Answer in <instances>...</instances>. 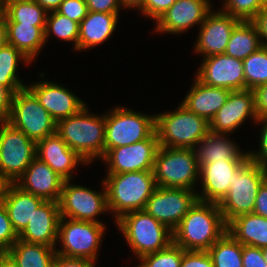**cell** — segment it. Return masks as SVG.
Returning a JSON list of instances; mask_svg holds the SVG:
<instances>
[{
	"instance_id": "obj_11",
	"label": "cell",
	"mask_w": 267,
	"mask_h": 267,
	"mask_svg": "<svg viewBox=\"0 0 267 267\" xmlns=\"http://www.w3.org/2000/svg\"><path fill=\"white\" fill-rule=\"evenodd\" d=\"M7 122L35 142L56 133L57 122L27 87L14 94Z\"/></svg>"
},
{
	"instance_id": "obj_35",
	"label": "cell",
	"mask_w": 267,
	"mask_h": 267,
	"mask_svg": "<svg viewBox=\"0 0 267 267\" xmlns=\"http://www.w3.org/2000/svg\"><path fill=\"white\" fill-rule=\"evenodd\" d=\"M79 23L72 21L59 14L57 11L48 12L45 25V42L47 43L50 35L62 39L65 42H72V47L78 51Z\"/></svg>"
},
{
	"instance_id": "obj_14",
	"label": "cell",
	"mask_w": 267,
	"mask_h": 267,
	"mask_svg": "<svg viewBox=\"0 0 267 267\" xmlns=\"http://www.w3.org/2000/svg\"><path fill=\"white\" fill-rule=\"evenodd\" d=\"M159 148L156 132L147 139L131 145L111 149L101 161L107 166V174L152 171Z\"/></svg>"
},
{
	"instance_id": "obj_15",
	"label": "cell",
	"mask_w": 267,
	"mask_h": 267,
	"mask_svg": "<svg viewBox=\"0 0 267 267\" xmlns=\"http://www.w3.org/2000/svg\"><path fill=\"white\" fill-rule=\"evenodd\" d=\"M195 77L211 87H222L231 91L245 90L243 60L226 54L203 58Z\"/></svg>"
},
{
	"instance_id": "obj_8",
	"label": "cell",
	"mask_w": 267,
	"mask_h": 267,
	"mask_svg": "<svg viewBox=\"0 0 267 267\" xmlns=\"http://www.w3.org/2000/svg\"><path fill=\"white\" fill-rule=\"evenodd\" d=\"M267 179V168L248 159L235 173L228 194L219 203L226 224L241 214L253 213L256 197Z\"/></svg>"
},
{
	"instance_id": "obj_40",
	"label": "cell",
	"mask_w": 267,
	"mask_h": 267,
	"mask_svg": "<svg viewBox=\"0 0 267 267\" xmlns=\"http://www.w3.org/2000/svg\"><path fill=\"white\" fill-rule=\"evenodd\" d=\"M56 11L78 23H80L88 13L86 0H64Z\"/></svg>"
},
{
	"instance_id": "obj_6",
	"label": "cell",
	"mask_w": 267,
	"mask_h": 267,
	"mask_svg": "<svg viewBox=\"0 0 267 267\" xmlns=\"http://www.w3.org/2000/svg\"><path fill=\"white\" fill-rule=\"evenodd\" d=\"M152 171L157 187L196 191L194 187L200 181V168L192 148L159 146Z\"/></svg>"
},
{
	"instance_id": "obj_29",
	"label": "cell",
	"mask_w": 267,
	"mask_h": 267,
	"mask_svg": "<svg viewBox=\"0 0 267 267\" xmlns=\"http://www.w3.org/2000/svg\"><path fill=\"white\" fill-rule=\"evenodd\" d=\"M8 44L21 51L33 62L45 47V26L7 24Z\"/></svg>"
},
{
	"instance_id": "obj_18",
	"label": "cell",
	"mask_w": 267,
	"mask_h": 267,
	"mask_svg": "<svg viewBox=\"0 0 267 267\" xmlns=\"http://www.w3.org/2000/svg\"><path fill=\"white\" fill-rule=\"evenodd\" d=\"M210 2V0H177L155 22L154 32L180 35L194 25H201L213 9Z\"/></svg>"
},
{
	"instance_id": "obj_2",
	"label": "cell",
	"mask_w": 267,
	"mask_h": 267,
	"mask_svg": "<svg viewBox=\"0 0 267 267\" xmlns=\"http://www.w3.org/2000/svg\"><path fill=\"white\" fill-rule=\"evenodd\" d=\"M87 104L75 115L59 120L56 133L87 164L104 157L105 114L89 113Z\"/></svg>"
},
{
	"instance_id": "obj_3",
	"label": "cell",
	"mask_w": 267,
	"mask_h": 267,
	"mask_svg": "<svg viewBox=\"0 0 267 267\" xmlns=\"http://www.w3.org/2000/svg\"><path fill=\"white\" fill-rule=\"evenodd\" d=\"M103 181L108 210L115 221L127 212L144 210L157 187L153 171L107 174Z\"/></svg>"
},
{
	"instance_id": "obj_47",
	"label": "cell",
	"mask_w": 267,
	"mask_h": 267,
	"mask_svg": "<svg viewBox=\"0 0 267 267\" xmlns=\"http://www.w3.org/2000/svg\"><path fill=\"white\" fill-rule=\"evenodd\" d=\"M14 94L7 86L0 85V122L8 120Z\"/></svg>"
},
{
	"instance_id": "obj_57",
	"label": "cell",
	"mask_w": 267,
	"mask_h": 267,
	"mask_svg": "<svg viewBox=\"0 0 267 267\" xmlns=\"http://www.w3.org/2000/svg\"><path fill=\"white\" fill-rule=\"evenodd\" d=\"M262 253H263V256H264V260L267 263V247L262 248Z\"/></svg>"
},
{
	"instance_id": "obj_27",
	"label": "cell",
	"mask_w": 267,
	"mask_h": 267,
	"mask_svg": "<svg viewBox=\"0 0 267 267\" xmlns=\"http://www.w3.org/2000/svg\"><path fill=\"white\" fill-rule=\"evenodd\" d=\"M119 21V13L88 11L79 23L78 51L97 47L113 35Z\"/></svg>"
},
{
	"instance_id": "obj_4",
	"label": "cell",
	"mask_w": 267,
	"mask_h": 267,
	"mask_svg": "<svg viewBox=\"0 0 267 267\" xmlns=\"http://www.w3.org/2000/svg\"><path fill=\"white\" fill-rule=\"evenodd\" d=\"M115 223L138 259L163 250L173 242L172 231L144 210L127 212Z\"/></svg>"
},
{
	"instance_id": "obj_52",
	"label": "cell",
	"mask_w": 267,
	"mask_h": 267,
	"mask_svg": "<svg viewBox=\"0 0 267 267\" xmlns=\"http://www.w3.org/2000/svg\"><path fill=\"white\" fill-rule=\"evenodd\" d=\"M47 12L56 11L64 0H35Z\"/></svg>"
},
{
	"instance_id": "obj_54",
	"label": "cell",
	"mask_w": 267,
	"mask_h": 267,
	"mask_svg": "<svg viewBox=\"0 0 267 267\" xmlns=\"http://www.w3.org/2000/svg\"><path fill=\"white\" fill-rule=\"evenodd\" d=\"M0 267H18L14 259L7 253H0Z\"/></svg>"
},
{
	"instance_id": "obj_24",
	"label": "cell",
	"mask_w": 267,
	"mask_h": 267,
	"mask_svg": "<svg viewBox=\"0 0 267 267\" xmlns=\"http://www.w3.org/2000/svg\"><path fill=\"white\" fill-rule=\"evenodd\" d=\"M14 231L19 235L31 222L34 212L44 201L43 198L25 192L15 183H7L4 186L2 197Z\"/></svg>"
},
{
	"instance_id": "obj_45",
	"label": "cell",
	"mask_w": 267,
	"mask_h": 267,
	"mask_svg": "<svg viewBox=\"0 0 267 267\" xmlns=\"http://www.w3.org/2000/svg\"><path fill=\"white\" fill-rule=\"evenodd\" d=\"M88 11L98 13H119L123 9L119 0H86Z\"/></svg>"
},
{
	"instance_id": "obj_21",
	"label": "cell",
	"mask_w": 267,
	"mask_h": 267,
	"mask_svg": "<svg viewBox=\"0 0 267 267\" xmlns=\"http://www.w3.org/2000/svg\"><path fill=\"white\" fill-rule=\"evenodd\" d=\"M36 157L65 181L73 178L72 174L80 163L88 165L76 151L68 147L57 133L36 142Z\"/></svg>"
},
{
	"instance_id": "obj_12",
	"label": "cell",
	"mask_w": 267,
	"mask_h": 267,
	"mask_svg": "<svg viewBox=\"0 0 267 267\" xmlns=\"http://www.w3.org/2000/svg\"><path fill=\"white\" fill-rule=\"evenodd\" d=\"M71 181H64L62 186L58 202L61 218L105 224L98 220L100 214L109 213L104 181L101 182L103 189L100 192L87 186L72 184Z\"/></svg>"
},
{
	"instance_id": "obj_17",
	"label": "cell",
	"mask_w": 267,
	"mask_h": 267,
	"mask_svg": "<svg viewBox=\"0 0 267 267\" xmlns=\"http://www.w3.org/2000/svg\"><path fill=\"white\" fill-rule=\"evenodd\" d=\"M212 9L199 26V33L194 45V52L204 58L216 54H225V50L239 19L221 9Z\"/></svg>"
},
{
	"instance_id": "obj_37",
	"label": "cell",
	"mask_w": 267,
	"mask_h": 267,
	"mask_svg": "<svg viewBox=\"0 0 267 267\" xmlns=\"http://www.w3.org/2000/svg\"><path fill=\"white\" fill-rule=\"evenodd\" d=\"M184 251L172 242L163 250L142 256L135 267H181Z\"/></svg>"
},
{
	"instance_id": "obj_19",
	"label": "cell",
	"mask_w": 267,
	"mask_h": 267,
	"mask_svg": "<svg viewBox=\"0 0 267 267\" xmlns=\"http://www.w3.org/2000/svg\"><path fill=\"white\" fill-rule=\"evenodd\" d=\"M26 87L56 122L77 114L86 105V101L59 83L40 80Z\"/></svg>"
},
{
	"instance_id": "obj_36",
	"label": "cell",
	"mask_w": 267,
	"mask_h": 267,
	"mask_svg": "<svg viewBox=\"0 0 267 267\" xmlns=\"http://www.w3.org/2000/svg\"><path fill=\"white\" fill-rule=\"evenodd\" d=\"M243 65L245 89L253 90L267 83V47L261 46L243 60Z\"/></svg>"
},
{
	"instance_id": "obj_22",
	"label": "cell",
	"mask_w": 267,
	"mask_h": 267,
	"mask_svg": "<svg viewBox=\"0 0 267 267\" xmlns=\"http://www.w3.org/2000/svg\"><path fill=\"white\" fill-rule=\"evenodd\" d=\"M60 219L59 203L44 200L34 212L31 222L18 235V239L27 243L56 247Z\"/></svg>"
},
{
	"instance_id": "obj_28",
	"label": "cell",
	"mask_w": 267,
	"mask_h": 267,
	"mask_svg": "<svg viewBox=\"0 0 267 267\" xmlns=\"http://www.w3.org/2000/svg\"><path fill=\"white\" fill-rule=\"evenodd\" d=\"M227 232L241 245L267 247V218L260 215H238L227 224Z\"/></svg>"
},
{
	"instance_id": "obj_41",
	"label": "cell",
	"mask_w": 267,
	"mask_h": 267,
	"mask_svg": "<svg viewBox=\"0 0 267 267\" xmlns=\"http://www.w3.org/2000/svg\"><path fill=\"white\" fill-rule=\"evenodd\" d=\"M177 0H145L138 10L143 16L156 22Z\"/></svg>"
},
{
	"instance_id": "obj_13",
	"label": "cell",
	"mask_w": 267,
	"mask_h": 267,
	"mask_svg": "<svg viewBox=\"0 0 267 267\" xmlns=\"http://www.w3.org/2000/svg\"><path fill=\"white\" fill-rule=\"evenodd\" d=\"M197 200V191L156 187L144 211L173 231Z\"/></svg>"
},
{
	"instance_id": "obj_23",
	"label": "cell",
	"mask_w": 267,
	"mask_h": 267,
	"mask_svg": "<svg viewBox=\"0 0 267 267\" xmlns=\"http://www.w3.org/2000/svg\"><path fill=\"white\" fill-rule=\"evenodd\" d=\"M64 181L36 157L15 184L25 192L44 200L59 202Z\"/></svg>"
},
{
	"instance_id": "obj_5",
	"label": "cell",
	"mask_w": 267,
	"mask_h": 267,
	"mask_svg": "<svg viewBox=\"0 0 267 267\" xmlns=\"http://www.w3.org/2000/svg\"><path fill=\"white\" fill-rule=\"evenodd\" d=\"M155 130L159 146L194 149L208 134L209 122L180 104L173 111L155 114Z\"/></svg>"
},
{
	"instance_id": "obj_46",
	"label": "cell",
	"mask_w": 267,
	"mask_h": 267,
	"mask_svg": "<svg viewBox=\"0 0 267 267\" xmlns=\"http://www.w3.org/2000/svg\"><path fill=\"white\" fill-rule=\"evenodd\" d=\"M258 119H267V83L252 90Z\"/></svg>"
},
{
	"instance_id": "obj_16",
	"label": "cell",
	"mask_w": 267,
	"mask_h": 267,
	"mask_svg": "<svg viewBox=\"0 0 267 267\" xmlns=\"http://www.w3.org/2000/svg\"><path fill=\"white\" fill-rule=\"evenodd\" d=\"M248 118L254 123L258 120L253 91L250 89L231 91L226 103L209 122V131L232 135Z\"/></svg>"
},
{
	"instance_id": "obj_26",
	"label": "cell",
	"mask_w": 267,
	"mask_h": 267,
	"mask_svg": "<svg viewBox=\"0 0 267 267\" xmlns=\"http://www.w3.org/2000/svg\"><path fill=\"white\" fill-rule=\"evenodd\" d=\"M227 136V137H226ZM201 169L205 164L228 160H248V151L242 152L228 134L208 132L194 148Z\"/></svg>"
},
{
	"instance_id": "obj_1",
	"label": "cell",
	"mask_w": 267,
	"mask_h": 267,
	"mask_svg": "<svg viewBox=\"0 0 267 267\" xmlns=\"http://www.w3.org/2000/svg\"><path fill=\"white\" fill-rule=\"evenodd\" d=\"M225 232L219 204L197 200L172 231L173 243L184 250L208 251Z\"/></svg>"
},
{
	"instance_id": "obj_48",
	"label": "cell",
	"mask_w": 267,
	"mask_h": 267,
	"mask_svg": "<svg viewBox=\"0 0 267 267\" xmlns=\"http://www.w3.org/2000/svg\"><path fill=\"white\" fill-rule=\"evenodd\" d=\"M96 263L84 258L56 254L53 267H95Z\"/></svg>"
},
{
	"instance_id": "obj_10",
	"label": "cell",
	"mask_w": 267,
	"mask_h": 267,
	"mask_svg": "<svg viewBox=\"0 0 267 267\" xmlns=\"http://www.w3.org/2000/svg\"><path fill=\"white\" fill-rule=\"evenodd\" d=\"M36 158V142L9 122H0V177L16 183Z\"/></svg>"
},
{
	"instance_id": "obj_30",
	"label": "cell",
	"mask_w": 267,
	"mask_h": 267,
	"mask_svg": "<svg viewBox=\"0 0 267 267\" xmlns=\"http://www.w3.org/2000/svg\"><path fill=\"white\" fill-rule=\"evenodd\" d=\"M56 247L17 240L7 253L18 267H53Z\"/></svg>"
},
{
	"instance_id": "obj_33",
	"label": "cell",
	"mask_w": 267,
	"mask_h": 267,
	"mask_svg": "<svg viewBox=\"0 0 267 267\" xmlns=\"http://www.w3.org/2000/svg\"><path fill=\"white\" fill-rule=\"evenodd\" d=\"M6 18V24H31L45 26L48 12L35 0L14 2L1 11Z\"/></svg>"
},
{
	"instance_id": "obj_20",
	"label": "cell",
	"mask_w": 267,
	"mask_h": 267,
	"mask_svg": "<svg viewBox=\"0 0 267 267\" xmlns=\"http://www.w3.org/2000/svg\"><path fill=\"white\" fill-rule=\"evenodd\" d=\"M247 160H228L205 164L200 169L198 200L219 204L228 194L235 173ZM202 191V192H201Z\"/></svg>"
},
{
	"instance_id": "obj_56",
	"label": "cell",
	"mask_w": 267,
	"mask_h": 267,
	"mask_svg": "<svg viewBox=\"0 0 267 267\" xmlns=\"http://www.w3.org/2000/svg\"><path fill=\"white\" fill-rule=\"evenodd\" d=\"M5 184L6 183L0 177V198L2 197V192H3Z\"/></svg>"
},
{
	"instance_id": "obj_34",
	"label": "cell",
	"mask_w": 267,
	"mask_h": 267,
	"mask_svg": "<svg viewBox=\"0 0 267 267\" xmlns=\"http://www.w3.org/2000/svg\"><path fill=\"white\" fill-rule=\"evenodd\" d=\"M214 267H243L242 245L225 232L208 250Z\"/></svg>"
},
{
	"instance_id": "obj_43",
	"label": "cell",
	"mask_w": 267,
	"mask_h": 267,
	"mask_svg": "<svg viewBox=\"0 0 267 267\" xmlns=\"http://www.w3.org/2000/svg\"><path fill=\"white\" fill-rule=\"evenodd\" d=\"M181 267H214L208 251L185 250Z\"/></svg>"
},
{
	"instance_id": "obj_7",
	"label": "cell",
	"mask_w": 267,
	"mask_h": 267,
	"mask_svg": "<svg viewBox=\"0 0 267 267\" xmlns=\"http://www.w3.org/2000/svg\"><path fill=\"white\" fill-rule=\"evenodd\" d=\"M155 132V114L115 106L105 113L104 156L113 148L150 138Z\"/></svg>"
},
{
	"instance_id": "obj_42",
	"label": "cell",
	"mask_w": 267,
	"mask_h": 267,
	"mask_svg": "<svg viewBox=\"0 0 267 267\" xmlns=\"http://www.w3.org/2000/svg\"><path fill=\"white\" fill-rule=\"evenodd\" d=\"M256 123L255 125L260 124L262 126L259 134V151L250 150L248 156L251 161L267 168V119H258Z\"/></svg>"
},
{
	"instance_id": "obj_51",
	"label": "cell",
	"mask_w": 267,
	"mask_h": 267,
	"mask_svg": "<svg viewBox=\"0 0 267 267\" xmlns=\"http://www.w3.org/2000/svg\"><path fill=\"white\" fill-rule=\"evenodd\" d=\"M8 44L7 24L5 15L0 11V48Z\"/></svg>"
},
{
	"instance_id": "obj_39",
	"label": "cell",
	"mask_w": 267,
	"mask_h": 267,
	"mask_svg": "<svg viewBox=\"0 0 267 267\" xmlns=\"http://www.w3.org/2000/svg\"><path fill=\"white\" fill-rule=\"evenodd\" d=\"M17 240L18 235L14 231L7 210L0 200V253L7 252Z\"/></svg>"
},
{
	"instance_id": "obj_32",
	"label": "cell",
	"mask_w": 267,
	"mask_h": 267,
	"mask_svg": "<svg viewBox=\"0 0 267 267\" xmlns=\"http://www.w3.org/2000/svg\"><path fill=\"white\" fill-rule=\"evenodd\" d=\"M19 61L30 64L31 60L12 45L0 48V85H5L14 93L26 87L17 73Z\"/></svg>"
},
{
	"instance_id": "obj_25",
	"label": "cell",
	"mask_w": 267,
	"mask_h": 267,
	"mask_svg": "<svg viewBox=\"0 0 267 267\" xmlns=\"http://www.w3.org/2000/svg\"><path fill=\"white\" fill-rule=\"evenodd\" d=\"M181 104L190 112L210 122L217 111L226 103L231 90L211 87L200 82L196 77Z\"/></svg>"
},
{
	"instance_id": "obj_9",
	"label": "cell",
	"mask_w": 267,
	"mask_h": 267,
	"mask_svg": "<svg viewBox=\"0 0 267 267\" xmlns=\"http://www.w3.org/2000/svg\"><path fill=\"white\" fill-rule=\"evenodd\" d=\"M105 230V224L61 218L57 239L61 247H56L55 251L66 257L84 258L97 262Z\"/></svg>"
},
{
	"instance_id": "obj_53",
	"label": "cell",
	"mask_w": 267,
	"mask_h": 267,
	"mask_svg": "<svg viewBox=\"0 0 267 267\" xmlns=\"http://www.w3.org/2000/svg\"><path fill=\"white\" fill-rule=\"evenodd\" d=\"M122 7L124 9H140L143 5L145 0H119Z\"/></svg>"
},
{
	"instance_id": "obj_49",
	"label": "cell",
	"mask_w": 267,
	"mask_h": 267,
	"mask_svg": "<svg viewBox=\"0 0 267 267\" xmlns=\"http://www.w3.org/2000/svg\"><path fill=\"white\" fill-rule=\"evenodd\" d=\"M257 29L262 46L267 47V6H264L251 20Z\"/></svg>"
},
{
	"instance_id": "obj_44",
	"label": "cell",
	"mask_w": 267,
	"mask_h": 267,
	"mask_svg": "<svg viewBox=\"0 0 267 267\" xmlns=\"http://www.w3.org/2000/svg\"><path fill=\"white\" fill-rule=\"evenodd\" d=\"M243 267H267L262 249L249 245H242Z\"/></svg>"
},
{
	"instance_id": "obj_50",
	"label": "cell",
	"mask_w": 267,
	"mask_h": 267,
	"mask_svg": "<svg viewBox=\"0 0 267 267\" xmlns=\"http://www.w3.org/2000/svg\"><path fill=\"white\" fill-rule=\"evenodd\" d=\"M253 213L267 218V179L259 188Z\"/></svg>"
},
{
	"instance_id": "obj_55",
	"label": "cell",
	"mask_w": 267,
	"mask_h": 267,
	"mask_svg": "<svg viewBox=\"0 0 267 267\" xmlns=\"http://www.w3.org/2000/svg\"><path fill=\"white\" fill-rule=\"evenodd\" d=\"M21 1H28V0H1V11L7 6L14 2H21Z\"/></svg>"
},
{
	"instance_id": "obj_58",
	"label": "cell",
	"mask_w": 267,
	"mask_h": 267,
	"mask_svg": "<svg viewBox=\"0 0 267 267\" xmlns=\"http://www.w3.org/2000/svg\"><path fill=\"white\" fill-rule=\"evenodd\" d=\"M267 6V0H261Z\"/></svg>"
},
{
	"instance_id": "obj_31",
	"label": "cell",
	"mask_w": 267,
	"mask_h": 267,
	"mask_svg": "<svg viewBox=\"0 0 267 267\" xmlns=\"http://www.w3.org/2000/svg\"><path fill=\"white\" fill-rule=\"evenodd\" d=\"M262 46L257 29L251 21H240L233 29L225 54L244 60Z\"/></svg>"
},
{
	"instance_id": "obj_38",
	"label": "cell",
	"mask_w": 267,
	"mask_h": 267,
	"mask_svg": "<svg viewBox=\"0 0 267 267\" xmlns=\"http://www.w3.org/2000/svg\"><path fill=\"white\" fill-rule=\"evenodd\" d=\"M220 8L225 13L240 21H251L266 6L261 0H225Z\"/></svg>"
}]
</instances>
